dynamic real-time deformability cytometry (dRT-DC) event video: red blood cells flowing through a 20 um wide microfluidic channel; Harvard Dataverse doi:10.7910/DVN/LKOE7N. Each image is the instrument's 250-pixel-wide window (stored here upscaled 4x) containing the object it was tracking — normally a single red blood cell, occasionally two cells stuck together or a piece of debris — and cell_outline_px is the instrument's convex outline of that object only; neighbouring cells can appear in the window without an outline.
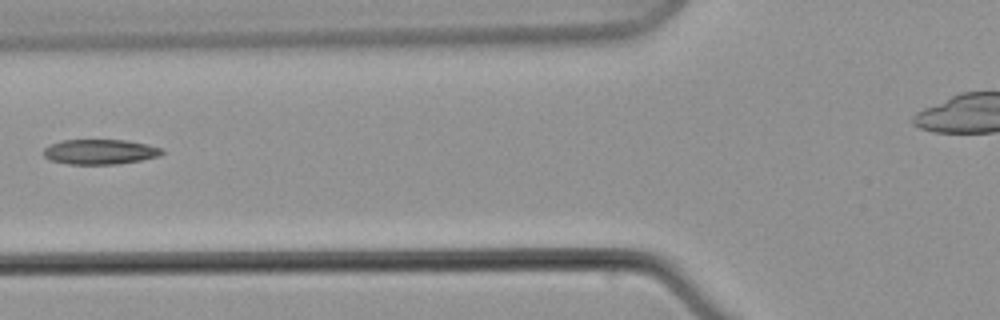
{"species": "common noctule bat (a hibernating species)", "species_latin": "Nyctalus noctula", "temperature_condition": "warm", "stored_images_in_passage": 5, "camera_frame_rate_fps": 3000, "um_per_image_px": 0.085, "animal": {"sex": "male", "body_mass_g": 21.5, "forearm_length_mm": 52.0}, "frame": {"image": 1, "passage_image": 2, "time_ms": 2.0, "image_size_px": [1000, 320], "cell_outline_px": [[164, 152], [160, 156], [140, 160], [116, 164], [68, 164], [48, 160], [44, 156], [44, 148], [60, 140], [128, 140], [148, 144], [164, 148]], "centroid_in_image_um": [8.52, 12.9], "position_along_channel_um": 117.3, "area_um2": 17.4}}
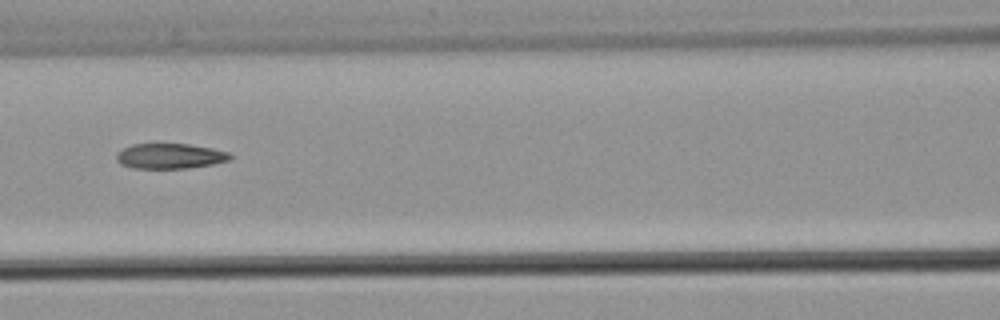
{"frame": {"image": 2, "passage_image": 3, "time_ms": 3.333, "image_size_px": [1000, 320], "cell_outline_px": [[232, 156], [228, 160], [212, 164], [188, 168], [132, 168], [120, 164], [116, 160], [116, 152], [132, 144], [188, 144], [212, 148], [228, 152]], "centroid_in_image_um": [14.4, 13.26], "position_along_channel_um": 152.2, "area_um2": 16.65}}